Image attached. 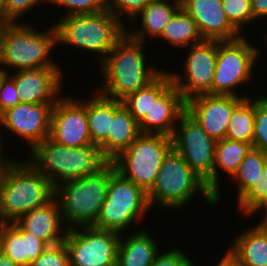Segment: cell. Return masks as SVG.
<instances>
[{
  "mask_svg": "<svg viewBox=\"0 0 267 266\" xmlns=\"http://www.w3.org/2000/svg\"><path fill=\"white\" fill-rule=\"evenodd\" d=\"M146 44L127 33L98 64L102 86L95 89L104 96L122 101L129 94L149 85L164 70L146 59Z\"/></svg>",
  "mask_w": 267,
  "mask_h": 266,
  "instance_id": "cell-1",
  "label": "cell"
},
{
  "mask_svg": "<svg viewBox=\"0 0 267 266\" xmlns=\"http://www.w3.org/2000/svg\"><path fill=\"white\" fill-rule=\"evenodd\" d=\"M47 24L50 26L44 31L36 29L30 21L4 24L0 39V66L8 73L63 68L52 58L53 49L57 48V32L53 23Z\"/></svg>",
  "mask_w": 267,
  "mask_h": 266,
  "instance_id": "cell-2",
  "label": "cell"
},
{
  "mask_svg": "<svg viewBox=\"0 0 267 266\" xmlns=\"http://www.w3.org/2000/svg\"><path fill=\"white\" fill-rule=\"evenodd\" d=\"M24 160L0 167V223L16 222L55 197V186Z\"/></svg>",
  "mask_w": 267,
  "mask_h": 266,
  "instance_id": "cell-3",
  "label": "cell"
},
{
  "mask_svg": "<svg viewBox=\"0 0 267 266\" xmlns=\"http://www.w3.org/2000/svg\"><path fill=\"white\" fill-rule=\"evenodd\" d=\"M53 24L57 32V46L70 45L79 52L94 53L99 63L126 33V26L107 9L94 14L57 18Z\"/></svg>",
  "mask_w": 267,
  "mask_h": 266,
  "instance_id": "cell-4",
  "label": "cell"
},
{
  "mask_svg": "<svg viewBox=\"0 0 267 266\" xmlns=\"http://www.w3.org/2000/svg\"><path fill=\"white\" fill-rule=\"evenodd\" d=\"M28 157L26 160L54 186L94 174L109 162L97 145L70 147L50 138L37 144Z\"/></svg>",
  "mask_w": 267,
  "mask_h": 266,
  "instance_id": "cell-5",
  "label": "cell"
},
{
  "mask_svg": "<svg viewBox=\"0 0 267 266\" xmlns=\"http://www.w3.org/2000/svg\"><path fill=\"white\" fill-rule=\"evenodd\" d=\"M198 193L205 203L215 207L214 195L206 182L172 148L161 164L155 184L147 193L151 209L162 206L161 209H168L167 211H178L190 205Z\"/></svg>",
  "mask_w": 267,
  "mask_h": 266,
  "instance_id": "cell-6",
  "label": "cell"
},
{
  "mask_svg": "<svg viewBox=\"0 0 267 266\" xmlns=\"http://www.w3.org/2000/svg\"><path fill=\"white\" fill-rule=\"evenodd\" d=\"M110 161L98 172L55 186V199L66 228L93 226L107 197Z\"/></svg>",
  "mask_w": 267,
  "mask_h": 266,
  "instance_id": "cell-7",
  "label": "cell"
},
{
  "mask_svg": "<svg viewBox=\"0 0 267 266\" xmlns=\"http://www.w3.org/2000/svg\"><path fill=\"white\" fill-rule=\"evenodd\" d=\"M150 210L147 193L117 172L115 165L110 161L107 197L93 227L120 234L127 233L130 228L134 230L132 227L137 228V224L144 223V218H147Z\"/></svg>",
  "mask_w": 267,
  "mask_h": 266,
  "instance_id": "cell-8",
  "label": "cell"
},
{
  "mask_svg": "<svg viewBox=\"0 0 267 266\" xmlns=\"http://www.w3.org/2000/svg\"><path fill=\"white\" fill-rule=\"evenodd\" d=\"M245 35L235 40L217 41V58L212 94L233 95L240 98H248L253 94L248 92L250 95H244L243 90L240 92V87L243 84L248 86V82L250 84L254 80V69L258 68V65L256 67V64H258L256 62H259L257 58L262 53L260 51L261 48L259 49L248 40L250 37L246 32Z\"/></svg>",
  "mask_w": 267,
  "mask_h": 266,
  "instance_id": "cell-9",
  "label": "cell"
},
{
  "mask_svg": "<svg viewBox=\"0 0 267 266\" xmlns=\"http://www.w3.org/2000/svg\"><path fill=\"white\" fill-rule=\"evenodd\" d=\"M171 149L170 136L141 133L112 162L117 172L148 193L156 182L165 156Z\"/></svg>",
  "mask_w": 267,
  "mask_h": 266,
  "instance_id": "cell-10",
  "label": "cell"
},
{
  "mask_svg": "<svg viewBox=\"0 0 267 266\" xmlns=\"http://www.w3.org/2000/svg\"><path fill=\"white\" fill-rule=\"evenodd\" d=\"M172 148L206 182L214 195V161L217 141L186 110L180 115L171 136Z\"/></svg>",
  "mask_w": 267,
  "mask_h": 266,
  "instance_id": "cell-11",
  "label": "cell"
},
{
  "mask_svg": "<svg viewBox=\"0 0 267 266\" xmlns=\"http://www.w3.org/2000/svg\"><path fill=\"white\" fill-rule=\"evenodd\" d=\"M121 234L89 227L69 229L64 239L70 266H116Z\"/></svg>",
  "mask_w": 267,
  "mask_h": 266,
  "instance_id": "cell-12",
  "label": "cell"
},
{
  "mask_svg": "<svg viewBox=\"0 0 267 266\" xmlns=\"http://www.w3.org/2000/svg\"><path fill=\"white\" fill-rule=\"evenodd\" d=\"M187 49L184 52H188L182 60L183 72L168 71L172 83L182 94L185 101L200 94H212L217 58V40H204L201 43L189 46Z\"/></svg>",
  "mask_w": 267,
  "mask_h": 266,
  "instance_id": "cell-13",
  "label": "cell"
},
{
  "mask_svg": "<svg viewBox=\"0 0 267 266\" xmlns=\"http://www.w3.org/2000/svg\"><path fill=\"white\" fill-rule=\"evenodd\" d=\"M67 95L63 94L53 106L49 138L70 147L94 145L88 126L87 96L84 101L78 97L73 98L71 94Z\"/></svg>",
  "mask_w": 267,
  "mask_h": 266,
  "instance_id": "cell-14",
  "label": "cell"
},
{
  "mask_svg": "<svg viewBox=\"0 0 267 266\" xmlns=\"http://www.w3.org/2000/svg\"><path fill=\"white\" fill-rule=\"evenodd\" d=\"M54 105L17 104L0 115L3 130L18 136L17 138L21 137L20 140L28 143V150L31 151L37 144L49 138Z\"/></svg>",
  "mask_w": 267,
  "mask_h": 266,
  "instance_id": "cell-15",
  "label": "cell"
},
{
  "mask_svg": "<svg viewBox=\"0 0 267 266\" xmlns=\"http://www.w3.org/2000/svg\"><path fill=\"white\" fill-rule=\"evenodd\" d=\"M64 68H38L9 73L21 103L55 104L63 95Z\"/></svg>",
  "mask_w": 267,
  "mask_h": 266,
  "instance_id": "cell-16",
  "label": "cell"
},
{
  "mask_svg": "<svg viewBox=\"0 0 267 266\" xmlns=\"http://www.w3.org/2000/svg\"><path fill=\"white\" fill-rule=\"evenodd\" d=\"M233 95L200 94L186 101V111L214 140L225 139L233 109L243 100Z\"/></svg>",
  "mask_w": 267,
  "mask_h": 266,
  "instance_id": "cell-17",
  "label": "cell"
},
{
  "mask_svg": "<svg viewBox=\"0 0 267 266\" xmlns=\"http://www.w3.org/2000/svg\"><path fill=\"white\" fill-rule=\"evenodd\" d=\"M181 4L204 40L229 41L242 36L227 20L222 0H181Z\"/></svg>",
  "mask_w": 267,
  "mask_h": 266,
  "instance_id": "cell-18",
  "label": "cell"
},
{
  "mask_svg": "<svg viewBox=\"0 0 267 266\" xmlns=\"http://www.w3.org/2000/svg\"><path fill=\"white\" fill-rule=\"evenodd\" d=\"M186 110V101L172 84L157 100L149 113L138 123L141 133L172 136L180 115Z\"/></svg>",
  "mask_w": 267,
  "mask_h": 266,
  "instance_id": "cell-19",
  "label": "cell"
},
{
  "mask_svg": "<svg viewBox=\"0 0 267 266\" xmlns=\"http://www.w3.org/2000/svg\"><path fill=\"white\" fill-rule=\"evenodd\" d=\"M16 223L24 231L43 240L48 246L62 243L68 231L55 198L46 205L24 214Z\"/></svg>",
  "mask_w": 267,
  "mask_h": 266,
  "instance_id": "cell-20",
  "label": "cell"
},
{
  "mask_svg": "<svg viewBox=\"0 0 267 266\" xmlns=\"http://www.w3.org/2000/svg\"><path fill=\"white\" fill-rule=\"evenodd\" d=\"M181 8V0H151L132 20L131 25L126 27V33L132 39L143 43L152 38L156 41L167 23Z\"/></svg>",
  "mask_w": 267,
  "mask_h": 266,
  "instance_id": "cell-21",
  "label": "cell"
},
{
  "mask_svg": "<svg viewBox=\"0 0 267 266\" xmlns=\"http://www.w3.org/2000/svg\"><path fill=\"white\" fill-rule=\"evenodd\" d=\"M140 134L138 122L122 101L110 98V132L99 145L102 154L109 161H112L128 148Z\"/></svg>",
  "mask_w": 267,
  "mask_h": 266,
  "instance_id": "cell-22",
  "label": "cell"
},
{
  "mask_svg": "<svg viewBox=\"0 0 267 266\" xmlns=\"http://www.w3.org/2000/svg\"><path fill=\"white\" fill-rule=\"evenodd\" d=\"M48 245L16 222L0 223V250L18 266H28Z\"/></svg>",
  "mask_w": 267,
  "mask_h": 266,
  "instance_id": "cell-23",
  "label": "cell"
},
{
  "mask_svg": "<svg viewBox=\"0 0 267 266\" xmlns=\"http://www.w3.org/2000/svg\"><path fill=\"white\" fill-rule=\"evenodd\" d=\"M147 227L121 233L116 266H150L163 246ZM131 232V233H130ZM161 247V248H159Z\"/></svg>",
  "mask_w": 267,
  "mask_h": 266,
  "instance_id": "cell-24",
  "label": "cell"
},
{
  "mask_svg": "<svg viewBox=\"0 0 267 266\" xmlns=\"http://www.w3.org/2000/svg\"><path fill=\"white\" fill-rule=\"evenodd\" d=\"M227 251L240 266H267V224L240 230Z\"/></svg>",
  "mask_w": 267,
  "mask_h": 266,
  "instance_id": "cell-25",
  "label": "cell"
},
{
  "mask_svg": "<svg viewBox=\"0 0 267 266\" xmlns=\"http://www.w3.org/2000/svg\"><path fill=\"white\" fill-rule=\"evenodd\" d=\"M253 148L250 143L241 141H232L229 139H222L217 141L215 147V161H214V200L215 208L221 201V184L220 177L223 171L225 175L227 173L228 180L231 179L239 165L244 160L245 156ZM221 171V172H219ZM219 176V177H218ZM220 186V187H219Z\"/></svg>",
  "mask_w": 267,
  "mask_h": 266,
  "instance_id": "cell-26",
  "label": "cell"
},
{
  "mask_svg": "<svg viewBox=\"0 0 267 266\" xmlns=\"http://www.w3.org/2000/svg\"><path fill=\"white\" fill-rule=\"evenodd\" d=\"M164 40L174 48L187 47L204 41L196 22L181 8L167 23L158 40Z\"/></svg>",
  "mask_w": 267,
  "mask_h": 266,
  "instance_id": "cell-27",
  "label": "cell"
},
{
  "mask_svg": "<svg viewBox=\"0 0 267 266\" xmlns=\"http://www.w3.org/2000/svg\"><path fill=\"white\" fill-rule=\"evenodd\" d=\"M168 69L165 70L149 85L129 94L122 100L123 105L139 123L146 113H149L152 101L157 100L173 83Z\"/></svg>",
  "mask_w": 267,
  "mask_h": 266,
  "instance_id": "cell-28",
  "label": "cell"
},
{
  "mask_svg": "<svg viewBox=\"0 0 267 266\" xmlns=\"http://www.w3.org/2000/svg\"><path fill=\"white\" fill-rule=\"evenodd\" d=\"M87 99V118L92 144L99 146L110 132V98L93 89Z\"/></svg>",
  "mask_w": 267,
  "mask_h": 266,
  "instance_id": "cell-29",
  "label": "cell"
},
{
  "mask_svg": "<svg viewBox=\"0 0 267 266\" xmlns=\"http://www.w3.org/2000/svg\"><path fill=\"white\" fill-rule=\"evenodd\" d=\"M255 118L254 97L244 98L234 109L229 120L226 139L253 143Z\"/></svg>",
  "mask_w": 267,
  "mask_h": 266,
  "instance_id": "cell-30",
  "label": "cell"
},
{
  "mask_svg": "<svg viewBox=\"0 0 267 266\" xmlns=\"http://www.w3.org/2000/svg\"><path fill=\"white\" fill-rule=\"evenodd\" d=\"M267 152L252 148L245 156L234 176L231 184L237 189L238 201L263 176ZM233 181V182H232Z\"/></svg>",
  "mask_w": 267,
  "mask_h": 266,
  "instance_id": "cell-31",
  "label": "cell"
},
{
  "mask_svg": "<svg viewBox=\"0 0 267 266\" xmlns=\"http://www.w3.org/2000/svg\"><path fill=\"white\" fill-rule=\"evenodd\" d=\"M222 8L227 20L242 36L244 35V26L249 28L253 22L255 24L251 0H222Z\"/></svg>",
  "mask_w": 267,
  "mask_h": 266,
  "instance_id": "cell-32",
  "label": "cell"
},
{
  "mask_svg": "<svg viewBox=\"0 0 267 266\" xmlns=\"http://www.w3.org/2000/svg\"><path fill=\"white\" fill-rule=\"evenodd\" d=\"M262 95V96H261ZM255 98L253 148L267 152V95Z\"/></svg>",
  "mask_w": 267,
  "mask_h": 266,
  "instance_id": "cell-33",
  "label": "cell"
},
{
  "mask_svg": "<svg viewBox=\"0 0 267 266\" xmlns=\"http://www.w3.org/2000/svg\"><path fill=\"white\" fill-rule=\"evenodd\" d=\"M267 195V155L263 176L238 200L236 201L238 213L246 217Z\"/></svg>",
  "mask_w": 267,
  "mask_h": 266,
  "instance_id": "cell-34",
  "label": "cell"
},
{
  "mask_svg": "<svg viewBox=\"0 0 267 266\" xmlns=\"http://www.w3.org/2000/svg\"><path fill=\"white\" fill-rule=\"evenodd\" d=\"M151 0H104L105 8L113 13L126 27ZM127 17L128 22L127 23ZM126 20V21H124ZM126 23L128 25H126Z\"/></svg>",
  "mask_w": 267,
  "mask_h": 266,
  "instance_id": "cell-35",
  "label": "cell"
},
{
  "mask_svg": "<svg viewBox=\"0 0 267 266\" xmlns=\"http://www.w3.org/2000/svg\"><path fill=\"white\" fill-rule=\"evenodd\" d=\"M50 6L54 4L55 7L62 6L64 13L61 12L58 16L63 18L75 14H94L106 10L104 0H51Z\"/></svg>",
  "mask_w": 267,
  "mask_h": 266,
  "instance_id": "cell-36",
  "label": "cell"
},
{
  "mask_svg": "<svg viewBox=\"0 0 267 266\" xmlns=\"http://www.w3.org/2000/svg\"><path fill=\"white\" fill-rule=\"evenodd\" d=\"M28 266H70L69 253L65 243L48 246Z\"/></svg>",
  "mask_w": 267,
  "mask_h": 266,
  "instance_id": "cell-37",
  "label": "cell"
},
{
  "mask_svg": "<svg viewBox=\"0 0 267 266\" xmlns=\"http://www.w3.org/2000/svg\"><path fill=\"white\" fill-rule=\"evenodd\" d=\"M51 0H5L6 6V24L22 22L21 19L33 12L38 5L49 4ZM32 10V11H31ZM29 11V12H28ZM20 20V21H18Z\"/></svg>",
  "mask_w": 267,
  "mask_h": 266,
  "instance_id": "cell-38",
  "label": "cell"
},
{
  "mask_svg": "<svg viewBox=\"0 0 267 266\" xmlns=\"http://www.w3.org/2000/svg\"><path fill=\"white\" fill-rule=\"evenodd\" d=\"M170 247L172 249H167L165 252L161 249L150 266H196L192 260L193 258L191 256L189 258L186 255L188 252H185L183 248L181 249V247L178 248L177 246Z\"/></svg>",
  "mask_w": 267,
  "mask_h": 266,
  "instance_id": "cell-39",
  "label": "cell"
},
{
  "mask_svg": "<svg viewBox=\"0 0 267 266\" xmlns=\"http://www.w3.org/2000/svg\"><path fill=\"white\" fill-rule=\"evenodd\" d=\"M14 80L8 75L0 88V115L6 110L20 104Z\"/></svg>",
  "mask_w": 267,
  "mask_h": 266,
  "instance_id": "cell-40",
  "label": "cell"
},
{
  "mask_svg": "<svg viewBox=\"0 0 267 266\" xmlns=\"http://www.w3.org/2000/svg\"><path fill=\"white\" fill-rule=\"evenodd\" d=\"M251 6L254 21L258 20V24L262 20L267 22L265 20V18L267 19V0H251Z\"/></svg>",
  "mask_w": 267,
  "mask_h": 266,
  "instance_id": "cell-41",
  "label": "cell"
},
{
  "mask_svg": "<svg viewBox=\"0 0 267 266\" xmlns=\"http://www.w3.org/2000/svg\"><path fill=\"white\" fill-rule=\"evenodd\" d=\"M259 213L263 218L258 219V224H267V195L245 218L250 219V217L255 216L256 214L258 216Z\"/></svg>",
  "mask_w": 267,
  "mask_h": 266,
  "instance_id": "cell-42",
  "label": "cell"
},
{
  "mask_svg": "<svg viewBox=\"0 0 267 266\" xmlns=\"http://www.w3.org/2000/svg\"><path fill=\"white\" fill-rule=\"evenodd\" d=\"M3 129V126H2V121H1V116H0V167H4L6 165H11L13 164L14 162H16L17 160L16 159H11V157H8V155H6V153H3L6 149L4 146V143L6 142L4 139H3V136H5V133L4 131L2 130ZM3 132V133H1ZM2 134V135H1ZM4 134V135H3ZM4 148V149H3ZM10 158V159H9Z\"/></svg>",
  "mask_w": 267,
  "mask_h": 266,
  "instance_id": "cell-43",
  "label": "cell"
},
{
  "mask_svg": "<svg viewBox=\"0 0 267 266\" xmlns=\"http://www.w3.org/2000/svg\"><path fill=\"white\" fill-rule=\"evenodd\" d=\"M224 254L222 258L219 257L220 260L215 263V266H240L239 263L230 255L227 250Z\"/></svg>",
  "mask_w": 267,
  "mask_h": 266,
  "instance_id": "cell-44",
  "label": "cell"
},
{
  "mask_svg": "<svg viewBox=\"0 0 267 266\" xmlns=\"http://www.w3.org/2000/svg\"><path fill=\"white\" fill-rule=\"evenodd\" d=\"M0 266H18L0 250Z\"/></svg>",
  "mask_w": 267,
  "mask_h": 266,
  "instance_id": "cell-45",
  "label": "cell"
},
{
  "mask_svg": "<svg viewBox=\"0 0 267 266\" xmlns=\"http://www.w3.org/2000/svg\"><path fill=\"white\" fill-rule=\"evenodd\" d=\"M0 23L6 24V6L5 0H0Z\"/></svg>",
  "mask_w": 267,
  "mask_h": 266,
  "instance_id": "cell-46",
  "label": "cell"
},
{
  "mask_svg": "<svg viewBox=\"0 0 267 266\" xmlns=\"http://www.w3.org/2000/svg\"><path fill=\"white\" fill-rule=\"evenodd\" d=\"M8 75L9 73L2 66H0V88H1L2 82Z\"/></svg>",
  "mask_w": 267,
  "mask_h": 266,
  "instance_id": "cell-47",
  "label": "cell"
},
{
  "mask_svg": "<svg viewBox=\"0 0 267 266\" xmlns=\"http://www.w3.org/2000/svg\"><path fill=\"white\" fill-rule=\"evenodd\" d=\"M266 32H267V30H266ZM261 38H263L262 42H264L263 47L265 46L267 48V33L264 32V36H262Z\"/></svg>",
  "mask_w": 267,
  "mask_h": 266,
  "instance_id": "cell-48",
  "label": "cell"
},
{
  "mask_svg": "<svg viewBox=\"0 0 267 266\" xmlns=\"http://www.w3.org/2000/svg\"><path fill=\"white\" fill-rule=\"evenodd\" d=\"M3 25H4V24H1V23H0V39H1V33H2Z\"/></svg>",
  "mask_w": 267,
  "mask_h": 266,
  "instance_id": "cell-49",
  "label": "cell"
}]
</instances>
